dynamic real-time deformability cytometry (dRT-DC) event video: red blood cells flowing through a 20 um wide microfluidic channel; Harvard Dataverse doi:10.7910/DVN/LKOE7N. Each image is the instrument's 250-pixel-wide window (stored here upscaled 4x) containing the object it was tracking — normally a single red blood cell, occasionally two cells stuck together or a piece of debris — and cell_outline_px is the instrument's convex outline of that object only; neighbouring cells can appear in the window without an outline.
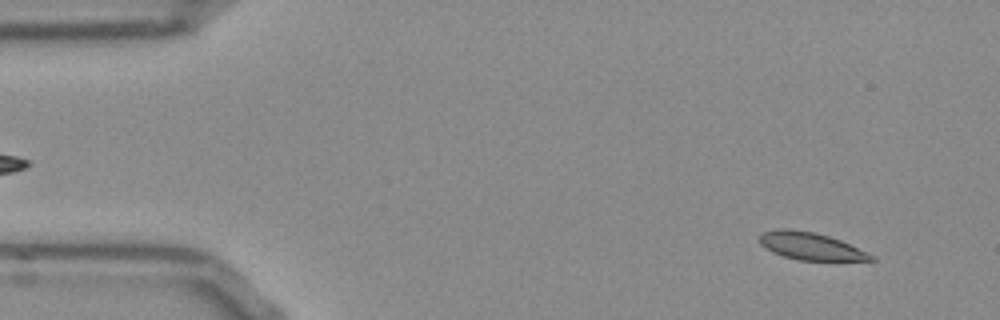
{"species": "Egyptian fruit bat (a non-hibernating species)", "species_latin": "Rousettus aegyptiacus", "temperature_condition": "room temperature", "stored_images_in_passage": 52, "camera_frame_rate_fps": 3000, "um_per_image_px": 0.085, "frame": {"image": 1, "passage_image": 4, "time_ms": 1.0, "image_size_px": [1000, 320], "cell_outline_px": [[876, 260], [800, 260], [784, 256], [772, 252], [764, 248], [756, 240], [764, 232], [780, 228], [788, 228], [812, 232], [828, 236], [840, 240], [872, 256]], "centroid_in_image_um": [68.79, 20.91], "position_along_channel_um": 16.2, "area_um2": 17.4}}
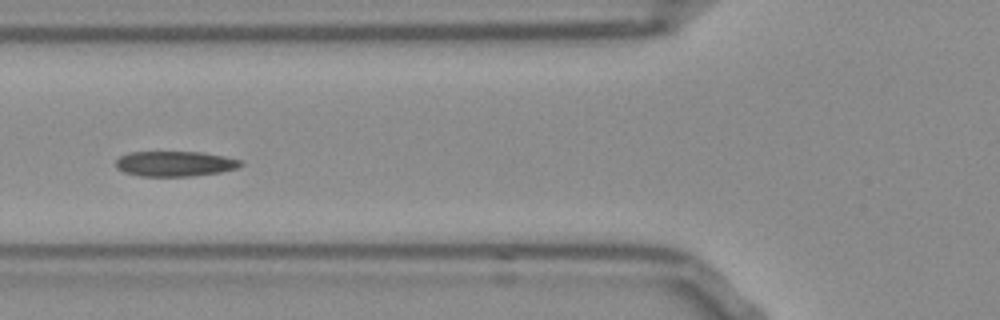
{"frame": {"image": 2, "passage_image": 19, "time_ms": 6.0, "image_size_px": [1000, 320], "cell_outline_px": [[244, 164], [236, 168], [220, 172], [192, 176], [140, 176], [124, 172], [116, 168], [116, 160], [120, 156], [128, 152], [200, 152], [224, 156], [240, 160]], "centroid_in_image_um": [14.84, 13.91], "position_along_channel_um": 111.0, "area_um2": 18.32}}
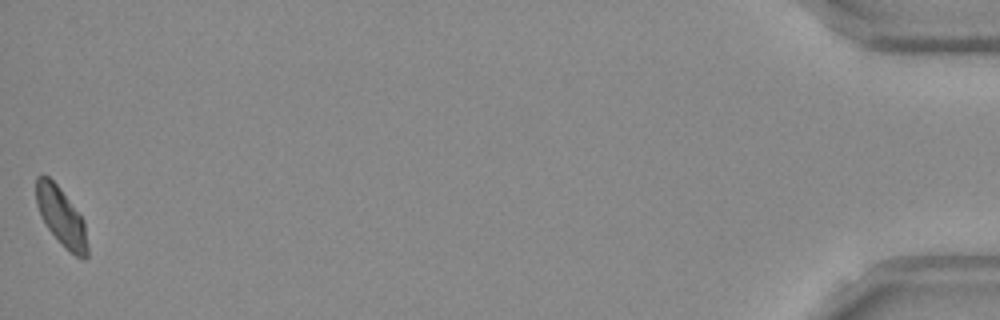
{"frame": {"image": 3, "passage_image": 52, "time_ms": 17.0, "image_size_px": [1000, 320], "cell_outline_px": [[88, 256], [84, 260], [76, 256], [48, 228], [40, 216], [36, 204], [36, 176], [48, 176], [60, 188], [84, 220], [88, 248]], "centroid_in_image_um": [5.21, 18.4], "position_along_channel_um": 430.0, "area_um2": 17.05}, "authors_computed_cell_mechanics": {"area_um2": 18.3226, "velocity_mm_per_s": 3.8331, "shape_relaxation_time_tau1_ms": 8.2967, "shape_relaxation_time_tau2_ms": 3.0079, "deformation_change_tau1": 0.1556, "deformation_change_tau2": 0.0677}}